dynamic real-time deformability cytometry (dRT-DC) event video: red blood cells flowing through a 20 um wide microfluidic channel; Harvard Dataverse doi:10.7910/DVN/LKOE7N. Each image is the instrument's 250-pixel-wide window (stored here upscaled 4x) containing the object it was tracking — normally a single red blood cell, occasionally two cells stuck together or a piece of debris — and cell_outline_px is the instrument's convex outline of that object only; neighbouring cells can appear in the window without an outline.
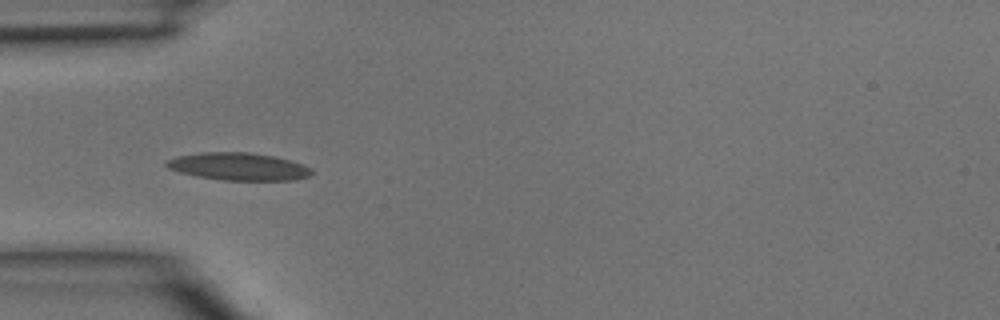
{"species": "common noctule bat (a hibernating species)", "species_latin": "Nyctalus noctula", "temperature_condition": "room temperature", "stored_images_in_passage": 3, "camera_frame_rate_fps": 3000, "um_per_image_px": 0.085, "animal": {"sex": "male", "body_mass_g": 15.6}, "frame": {"image": 1, "passage_image": 3, "time_ms": 0.667, "image_size_px": [1000, 320], "cell_outline_px": [[312, 176], [292, 180], [224, 180], [196, 176], [180, 172], [168, 168], [164, 164], [168, 160], [176, 156], [204, 152], [248, 152], [272, 156], [292, 160], [304, 164], [312, 168]], "centroid_in_image_um": [20.31, 14.15], "position_along_channel_um": 64.7, "area_um2": 23.35}}